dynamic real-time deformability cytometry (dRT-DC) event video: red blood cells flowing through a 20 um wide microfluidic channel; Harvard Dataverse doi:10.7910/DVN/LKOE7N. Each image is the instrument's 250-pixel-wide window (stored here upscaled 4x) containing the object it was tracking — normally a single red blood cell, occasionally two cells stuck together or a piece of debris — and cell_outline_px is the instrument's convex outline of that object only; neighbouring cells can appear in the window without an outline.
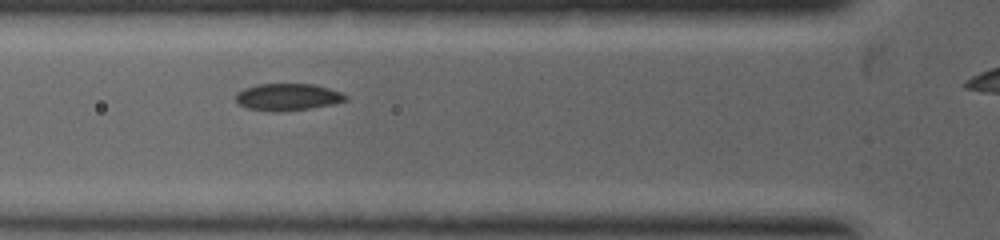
{"species": "common noctule bat (a hibernating species)", "species_latin": "Nyctalus noctula", "temperature_condition": "warm", "stored_images_in_passage": 15, "camera_frame_rate_fps": 5000, "um_per_image_px": 0.085, "animal": {"sex": "female", "body_mass_g": 19.0, "forearm_length_mm": 53.3}, "frame": {"image": 1, "passage_image": 2, "time_ms": 0.4, "image_size_px": [1000, 240], "cell_outline_px": [[348, 100], [332, 104], [308, 108], [276, 112], [248, 108], [236, 104], [236, 92], [244, 88], [260, 84], [312, 84], [328, 88], [340, 92], [348, 96]], "centroid_in_image_um": [24.42, 8.24], "position_along_channel_um": 101.4, "area_um2": 17.17}}
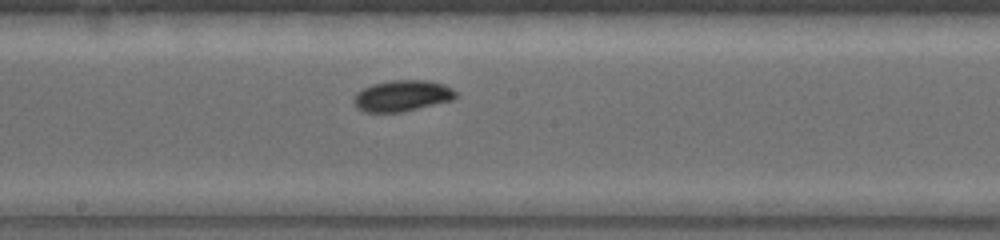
{"frame": {"image": 2, "passage_image": 8, "time_ms": 2.0, "image_size_px": [1000, 240], "cell_outline_px": [[456, 96], [452, 100], [400, 112], [364, 112], [356, 108], [352, 104], [352, 100], [356, 92], [372, 84], [392, 80], [428, 80], [444, 84], [452, 88], [456, 92]], "centroid_in_image_um": [34.14, 8.14], "position_along_channel_um": 214.1, "area_um2": 18.55}}
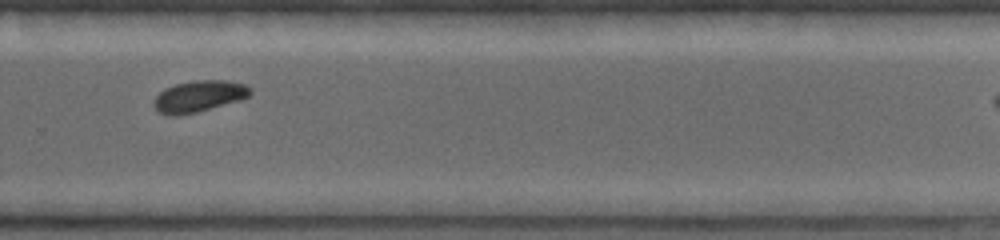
{"frame": {"image": 3, "passage_image": 13, "time_ms": 3.4, "image_size_px": [1000, 240], "cell_outline_px": [[252, 92], [248, 96], [240, 100], [196, 112], [176, 116], [156, 112], [152, 104], [152, 100], [164, 88], [176, 84], [196, 80], [224, 80], [244, 84], [252, 88]], "centroid_in_image_um": [16.87, 8.18], "position_along_channel_um": 312.9, "area_um2": 17.69}}